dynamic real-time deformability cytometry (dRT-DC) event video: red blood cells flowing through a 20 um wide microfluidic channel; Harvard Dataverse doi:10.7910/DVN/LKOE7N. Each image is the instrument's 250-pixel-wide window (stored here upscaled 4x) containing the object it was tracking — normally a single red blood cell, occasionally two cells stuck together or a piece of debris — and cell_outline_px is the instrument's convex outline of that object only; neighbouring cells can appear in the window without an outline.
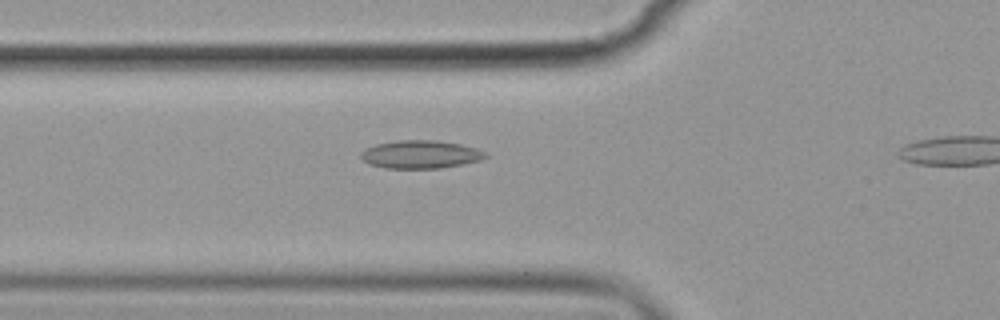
{"species": "common noctule bat (a hibernating species)", "species_latin": "Nyctalus noctula", "temperature_condition": "cold", "stored_images_in_passage": 8, "camera_frame_rate_fps": 3000, "um_per_image_px": 0.085, "animal": {"sex": "female", "body_mass_g": 19.9}, "frame": {"image": 1, "passage_image": 8, "time_ms": 8.333, "image_size_px": [1000, 320], "cell_outline_px": [[488, 156], [480, 160], [440, 168], [384, 168], [368, 164], [360, 156], [360, 152], [376, 144], [396, 140], [436, 140], [460, 144], [476, 148], [488, 152]], "centroid_in_image_um": [35.74, 13.12], "position_along_channel_um": 90.1, "area_um2": 20.35}}